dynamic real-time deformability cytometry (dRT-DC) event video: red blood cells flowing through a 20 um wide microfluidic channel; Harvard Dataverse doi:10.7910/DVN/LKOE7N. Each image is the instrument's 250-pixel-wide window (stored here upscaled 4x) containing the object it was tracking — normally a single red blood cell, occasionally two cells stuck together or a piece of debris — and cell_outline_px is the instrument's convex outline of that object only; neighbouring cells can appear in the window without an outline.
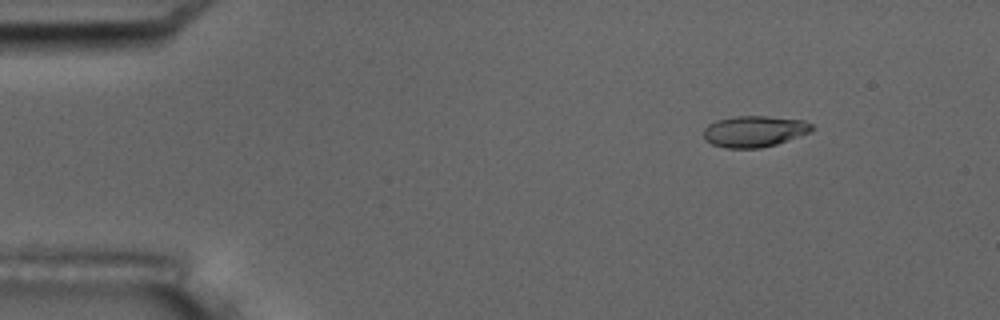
{"species": "common noctule bat (a hibernating species)", "species_latin": "Nyctalus noctula", "temperature_condition": "room temperature", "stored_images_in_passage": 4, "camera_frame_rate_fps": 3000, "um_per_image_px": 0.085, "animal": {"sex": "male", "body_mass_g": 17.5, "forearm_length_mm": 52.3}, "frame": {"image": 1, "passage_image": 1, "time_ms": 0.0, "image_size_px": [1000, 320], "cell_outline_px": [[816, 128], [812, 132], [776, 144], [760, 148], [728, 148], [712, 144], [704, 140], [704, 128], [708, 124], [716, 120], [736, 116], [764, 116], [804, 120], [812, 124]], "centroid_in_image_um": [64.14, 11.16], "position_along_channel_um": 20.9, "area_um2": 19.83}}